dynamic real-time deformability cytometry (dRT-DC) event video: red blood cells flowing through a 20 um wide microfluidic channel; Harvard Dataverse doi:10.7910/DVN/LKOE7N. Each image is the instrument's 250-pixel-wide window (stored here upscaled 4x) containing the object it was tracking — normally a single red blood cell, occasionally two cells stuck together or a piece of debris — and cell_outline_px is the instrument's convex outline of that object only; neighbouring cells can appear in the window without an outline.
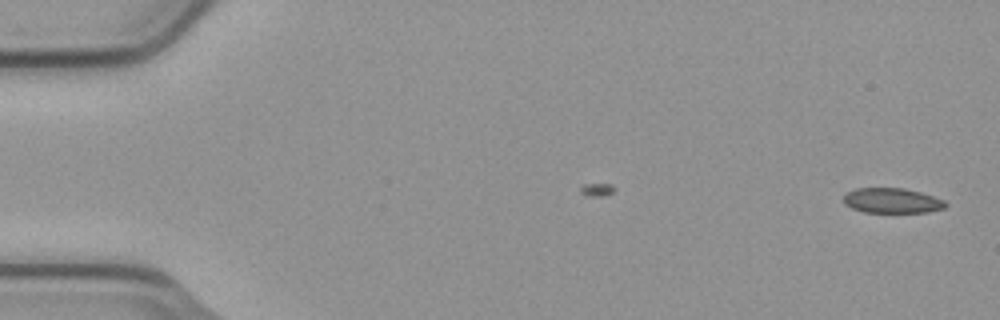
{"species": "common noctule bat (a hibernating species)", "species_latin": "Nyctalus noctula", "temperature_condition": "cold", "stored_images_in_passage": 12, "segment_of_instrument_passage": [1, 2], "camera_frame_rate_fps": 3000, "um_per_image_px": 0.085, "animal": {"sex": "male", "body_mass_g": 23.1, "forearm_length_mm": 52.7}, "frame": {"image": 1, "passage_image": 1, "time_ms": 0.0, "image_size_px": [1000, 320], "cell_outline_px": [[948, 204], [944, 208], [928, 212], [864, 212], [852, 208], [844, 204], [844, 196], [848, 192], [856, 188], [904, 188], [920, 192], [944, 200]], "centroid_in_image_um": [75.83, 17.05], "position_along_channel_um": 9.2, "area_um2": 14.8}}